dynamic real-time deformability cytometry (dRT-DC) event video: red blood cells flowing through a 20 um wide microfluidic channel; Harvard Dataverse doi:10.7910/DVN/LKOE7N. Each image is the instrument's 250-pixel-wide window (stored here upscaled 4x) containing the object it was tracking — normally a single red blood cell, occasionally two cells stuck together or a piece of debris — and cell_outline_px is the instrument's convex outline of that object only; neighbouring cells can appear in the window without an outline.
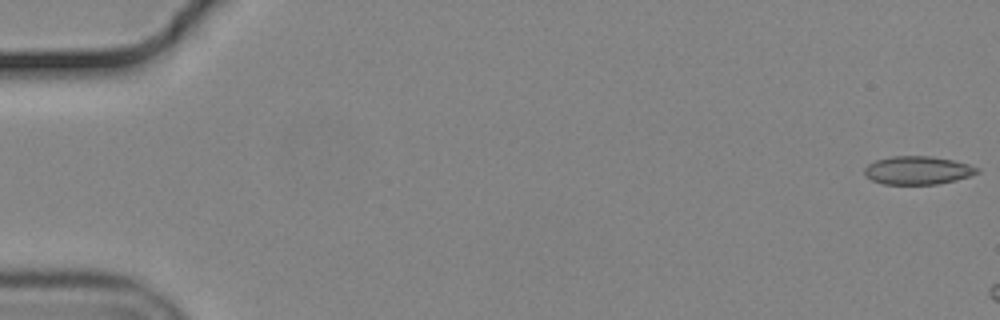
{"species": "common noctule bat (a hibernating species)", "species_latin": "Nyctalus noctula", "temperature_condition": "cold", "stored_images_in_passage": 7, "camera_frame_rate_fps": 3000, "um_per_image_px": 0.085, "animal": {"sex": "male", "body_mass_g": 19.2, "forearm_length_mm": 51.8}, "frame": {"image": 1, "passage_image": 1, "time_ms": 0.0, "image_size_px": [1000, 320], "cell_outline_px": [[980, 172], [956, 180], [936, 184], [884, 184], [872, 180], [864, 176], [864, 168], [868, 164], [876, 160], [892, 156], [932, 156], [952, 160], [968, 164], [980, 168]], "centroid_in_image_um": [77.99, 14.47], "position_along_channel_um": 7.0, "area_um2": 18.55}}